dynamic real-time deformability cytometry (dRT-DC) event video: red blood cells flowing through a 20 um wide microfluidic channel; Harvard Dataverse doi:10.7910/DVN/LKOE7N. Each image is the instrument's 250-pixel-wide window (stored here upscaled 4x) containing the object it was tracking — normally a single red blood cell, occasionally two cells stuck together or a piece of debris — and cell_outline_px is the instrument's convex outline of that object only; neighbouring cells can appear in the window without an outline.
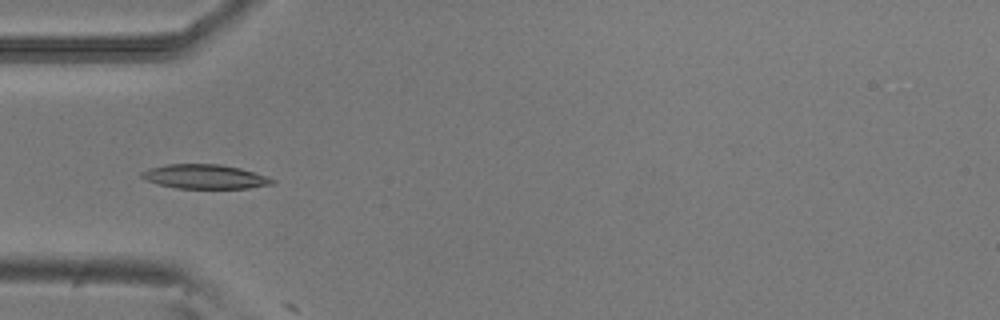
{"species": "common noctule bat (a hibernating species)", "species_latin": "Nyctalus noctula", "temperature_condition": "room temperature", "stored_images_in_passage": 5, "camera_frame_rate_fps": 3000, "um_per_image_px": 0.085, "animal": {"sex": "male", "body_mass_g": 20.5, "forearm_length_mm": 52.5}, "frame": {"image": 1, "passage_image": 4, "time_ms": 1.0, "image_size_px": [1000, 320], "cell_outline_px": [[276, 184], [248, 188], [176, 188], [144, 180], [140, 176], [140, 172], [148, 168], [168, 164], [220, 164], [240, 168], [268, 176], [276, 180]], "centroid_in_image_um": [17.43, 15.01], "position_along_channel_um": 67.6, "area_um2": 18.61}}